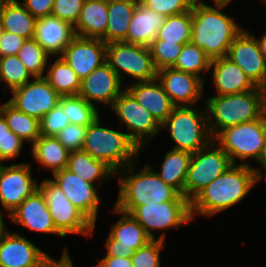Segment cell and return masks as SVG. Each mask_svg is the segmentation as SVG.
<instances>
[{"label": "cell", "mask_w": 266, "mask_h": 267, "mask_svg": "<svg viewBox=\"0 0 266 267\" xmlns=\"http://www.w3.org/2000/svg\"><path fill=\"white\" fill-rule=\"evenodd\" d=\"M117 118V124L127 133L128 137L137 145L141 153L151 143V138L159 136L161 124L135 97L125 89L109 108ZM120 122V123H119Z\"/></svg>", "instance_id": "obj_11"}, {"label": "cell", "mask_w": 266, "mask_h": 267, "mask_svg": "<svg viewBox=\"0 0 266 267\" xmlns=\"http://www.w3.org/2000/svg\"><path fill=\"white\" fill-rule=\"evenodd\" d=\"M258 87L266 88V60L251 30L246 27L231 43L227 55Z\"/></svg>", "instance_id": "obj_17"}, {"label": "cell", "mask_w": 266, "mask_h": 267, "mask_svg": "<svg viewBox=\"0 0 266 267\" xmlns=\"http://www.w3.org/2000/svg\"><path fill=\"white\" fill-rule=\"evenodd\" d=\"M208 127L214 138L226 127L260 119L266 110V90L256 87L231 95H210L205 98Z\"/></svg>", "instance_id": "obj_4"}, {"label": "cell", "mask_w": 266, "mask_h": 267, "mask_svg": "<svg viewBox=\"0 0 266 267\" xmlns=\"http://www.w3.org/2000/svg\"><path fill=\"white\" fill-rule=\"evenodd\" d=\"M85 0H54L51 15L58 19L76 25Z\"/></svg>", "instance_id": "obj_45"}, {"label": "cell", "mask_w": 266, "mask_h": 267, "mask_svg": "<svg viewBox=\"0 0 266 267\" xmlns=\"http://www.w3.org/2000/svg\"><path fill=\"white\" fill-rule=\"evenodd\" d=\"M108 0H85L74 26L77 36L102 39L106 43Z\"/></svg>", "instance_id": "obj_27"}, {"label": "cell", "mask_w": 266, "mask_h": 267, "mask_svg": "<svg viewBox=\"0 0 266 267\" xmlns=\"http://www.w3.org/2000/svg\"><path fill=\"white\" fill-rule=\"evenodd\" d=\"M156 13L173 16L187 12L193 8L195 0H140Z\"/></svg>", "instance_id": "obj_44"}, {"label": "cell", "mask_w": 266, "mask_h": 267, "mask_svg": "<svg viewBox=\"0 0 266 267\" xmlns=\"http://www.w3.org/2000/svg\"><path fill=\"white\" fill-rule=\"evenodd\" d=\"M102 115L87 127L81 150L94 159L105 162L117 173L138 158L141 159V150L123 129L120 130L119 125L113 129L108 124H103Z\"/></svg>", "instance_id": "obj_5"}, {"label": "cell", "mask_w": 266, "mask_h": 267, "mask_svg": "<svg viewBox=\"0 0 266 267\" xmlns=\"http://www.w3.org/2000/svg\"><path fill=\"white\" fill-rule=\"evenodd\" d=\"M7 216L6 214H3V212L0 210V237L4 234V232L8 229L7 227V223L5 222L4 218L5 216ZM4 217V218H3Z\"/></svg>", "instance_id": "obj_53"}, {"label": "cell", "mask_w": 266, "mask_h": 267, "mask_svg": "<svg viewBox=\"0 0 266 267\" xmlns=\"http://www.w3.org/2000/svg\"><path fill=\"white\" fill-rule=\"evenodd\" d=\"M165 19V15L156 13L138 0L124 42L149 47Z\"/></svg>", "instance_id": "obj_26"}, {"label": "cell", "mask_w": 266, "mask_h": 267, "mask_svg": "<svg viewBox=\"0 0 266 267\" xmlns=\"http://www.w3.org/2000/svg\"><path fill=\"white\" fill-rule=\"evenodd\" d=\"M191 158V152L169 148L159 165L160 170L154 169V171L166 184L171 185L184 196V185Z\"/></svg>", "instance_id": "obj_31"}, {"label": "cell", "mask_w": 266, "mask_h": 267, "mask_svg": "<svg viewBox=\"0 0 266 267\" xmlns=\"http://www.w3.org/2000/svg\"><path fill=\"white\" fill-rule=\"evenodd\" d=\"M256 186L254 166L232 164L190 201L192 220L199 216L210 219L236 207Z\"/></svg>", "instance_id": "obj_1"}, {"label": "cell", "mask_w": 266, "mask_h": 267, "mask_svg": "<svg viewBox=\"0 0 266 267\" xmlns=\"http://www.w3.org/2000/svg\"><path fill=\"white\" fill-rule=\"evenodd\" d=\"M261 5L265 8L266 10V0H259Z\"/></svg>", "instance_id": "obj_56"}, {"label": "cell", "mask_w": 266, "mask_h": 267, "mask_svg": "<svg viewBox=\"0 0 266 267\" xmlns=\"http://www.w3.org/2000/svg\"><path fill=\"white\" fill-rule=\"evenodd\" d=\"M129 214L138 221L152 240L167 241L168 230H179L185 224L193 222L190 201H168L155 204L140 205ZM161 232V234H157ZM159 237H157V235Z\"/></svg>", "instance_id": "obj_9"}, {"label": "cell", "mask_w": 266, "mask_h": 267, "mask_svg": "<svg viewBox=\"0 0 266 267\" xmlns=\"http://www.w3.org/2000/svg\"><path fill=\"white\" fill-rule=\"evenodd\" d=\"M138 0H108L106 44L124 42Z\"/></svg>", "instance_id": "obj_33"}, {"label": "cell", "mask_w": 266, "mask_h": 267, "mask_svg": "<svg viewBox=\"0 0 266 267\" xmlns=\"http://www.w3.org/2000/svg\"><path fill=\"white\" fill-rule=\"evenodd\" d=\"M195 1L205 2L204 0H195ZM207 1H209V0H206V2ZM212 1H213V3H229V4H231V2L234 0H210V2H212Z\"/></svg>", "instance_id": "obj_55"}, {"label": "cell", "mask_w": 266, "mask_h": 267, "mask_svg": "<svg viewBox=\"0 0 266 267\" xmlns=\"http://www.w3.org/2000/svg\"><path fill=\"white\" fill-rule=\"evenodd\" d=\"M125 89L119 76L105 62L81 80L78 96L99 109V104L111 107Z\"/></svg>", "instance_id": "obj_18"}, {"label": "cell", "mask_w": 266, "mask_h": 267, "mask_svg": "<svg viewBox=\"0 0 266 267\" xmlns=\"http://www.w3.org/2000/svg\"><path fill=\"white\" fill-rule=\"evenodd\" d=\"M0 114L6 120L9 129L29 144L28 148L41 136L40 121L16 109L8 101L1 103Z\"/></svg>", "instance_id": "obj_34"}, {"label": "cell", "mask_w": 266, "mask_h": 267, "mask_svg": "<svg viewBox=\"0 0 266 267\" xmlns=\"http://www.w3.org/2000/svg\"><path fill=\"white\" fill-rule=\"evenodd\" d=\"M25 40L22 36L2 30L0 34V57L17 55Z\"/></svg>", "instance_id": "obj_47"}, {"label": "cell", "mask_w": 266, "mask_h": 267, "mask_svg": "<svg viewBox=\"0 0 266 267\" xmlns=\"http://www.w3.org/2000/svg\"><path fill=\"white\" fill-rule=\"evenodd\" d=\"M91 267H133L131 258L128 257H100Z\"/></svg>", "instance_id": "obj_50"}, {"label": "cell", "mask_w": 266, "mask_h": 267, "mask_svg": "<svg viewBox=\"0 0 266 267\" xmlns=\"http://www.w3.org/2000/svg\"><path fill=\"white\" fill-rule=\"evenodd\" d=\"M68 116L63 112L58 103L53 109L45 114L40 120V132L44 136H56L69 124Z\"/></svg>", "instance_id": "obj_43"}, {"label": "cell", "mask_w": 266, "mask_h": 267, "mask_svg": "<svg viewBox=\"0 0 266 267\" xmlns=\"http://www.w3.org/2000/svg\"><path fill=\"white\" fill-rule=\"evenodd\" d=\"M203 105L202 109L199 105L174 107L161 124V131H167L173 141L168 148L195 153L213 140L205 103Z\"/></svg>", "instance_id": "obj_6"}, {"label": "cell", "mask_w": 266, "mask_h": 267, "mask_svg": "<svg viewBox=\"0 0 266 267\" xmlns=\"http://www.w3.org/2000/svg\"><path fill=\"white\" fill-rule=\"evenodd\" d=\"M258 167H266V140H265V145H264V149H263V153L261 156V159L257 165Z\"/></svg>", "instance_id": "obj_54"}, {"label": "cell", "mask_w": 266, "mask_h": 267, "mask_svg": "<svg viewBox=\"0 0 266 267\" xmlns=\"http://www.w3.org/2000/svg\"><path fill=\"white\" fill-rule=\"evenodd\" d=\"M153 64L157 71L163 68H172L178 55L183 49V44L166 42L165 40H153L149 46Z\"/></svg>", "instance_id": "obj_41"}, {"label": "cell", "mask_w": 266, "mask_h": 267, "mask_svg": "<svg viewBox=\"0 0 266 267\" xmlns=\"http://www.w3.org/2000/svg\"><path fill=\"white\" fill-rule=\"evenodd\" d=\"M232 164L228 154L214 140L192 153L184 185V197L191 201Z\"/></svg>", "instance_id": "obj_12"}, {"label": "cell", "mask_w": 266, "mask_h": 267, "mask_svg": "<svg viewBox=\"0 0 266 267\" xmlns=\"http://www.w3.org/2000/svg\"><path fill=\"white\" fill-rule=\"evenodd\" d=\"M66 169L100 189L104 183L109 182V179L116 178V172L111 167L103 161L94 159L83 150L69 152Z\"/></svg>", "instance_id": "obj_29"}, {"label": "cell", "mask_w": 266, "mask_h": 267, "mask_svg": "<svg viewBox=\"0 0 266 267\" xmlns=\"http://www.w3.org/2000/svg\"><path fill=\"white\" fill-rule=\"evenodd\" d=\"M69 252V249L65 246L59 258L56 259L49 254L38 267H76Z\"/></svg>", "instance_id": "obj_49"}, {"label": "cell", "mask_w": 266, "mask_h": 267, "mask_svg": "<svg viewBox=\"0 0 266 267\" xmlns=\"http://www.w3.org/2000/svg\"><path fill=\"white\" fill-rule=\"evenodd\" d=\"M36 19L51 15L54 0H19Z\"/></svg>", "instance_id": "obj_48"}, {"label": "cell", "mask_w": 266, "mask_h": 267, "mask_svg": "<svg viewBox=\"0 0 266 267\" xmlns=\"http://www.w3.org/2000/svg\"><path fill=\"white\" fill-rule=\"evenodd\" d=\"M106 46L102 39L76 35L60 56L82 80L106 62Z\"/></svg>", "instance_id": "obj_21"}, {"label": "cell", "mask_w": 266, "mask_h": 267, "mask_svg": "<svg viewBox=\"0 0 266 267\" xmlns=\"http://www.w3.org/2000/svg\"><path fill=\"white\" fill-rule=\"evenodd\" d=\"M44 78L60 96H75L79 93L81 79L61 56L49 58Z\"/></svg>", "instance_id": "obj_32"}, {"label": "cell", "mask_w": 266, "mask_h": 267, "mask_svg": "<svg viewBox=\"0 0 266 267\" xmlns=\"http://www.w3.org/2000/svg\"><path fill=\"white\" fill-rule=\"evenodd\" d=\"M11 224L20 225L29 232L64 238L55 228L44 196L37 190L16 208L7 218ZM11 220V221H10Z\"/></svg>", "instance_id": "obj_22"}, {"label": "cell", "mask_w": 266, "mask_h": 267, "mask_svg": "<svg viewBox=\"0 0 266 267\" xmlns=\"http://www.w3.org/2000/svg\"><path fill=\"white\" fill-rule=\"evenodd\" d=\"M87 127L69 123L56 137L68 150H81L86 136Z\"/></svg>", "instance_id": "obj_46"}, {"label": "cell", "mask_w": 266, "mask_h": 267, "mask_svg": "<svg viewBox=\"0 0 266 267\" xmlns=\"http://www.w3.org/2000/svg\"><path fill=\"white\" fill-rule=\"evenodd\" d=\"M166 241L151 240L145 246L137 249L131 257L133 267H161L162 250L166 249ZM161 254V255H160Z\"/></svg>", "instance_id": "obj_42"}, {"label": "cell", "mask_w": 266, "mask_h": 267, "mask_svg": "<svg viewBox=\"0 0 266 267\" xmlns=\"http://www.w3.org/2000/svg\"><path fill=\"white\" fill-rule=\"evenodd\" d=\"M140 159L116 173L117 198L113 204L119 210L129 213L140 205L168 201H189L174 187L166 184L154 171L157 164L147 163L141 167Z\"/></svg>", "instance_id": "obj_2"}, {"label": "cell", "mask_w": 266, "mask_h": 267, "mask_svg": "<svg viewBox=\"0 0 266 267\" xmlns=\"http://www.w3.org/2000/svg\"><path fill=\"white\" fill-rule=\"evenodd\" d=\"M213 140L228 154L233 164H258L266 140L265 114L258 120L226 127Z\"/></svg>", "instance_id": "obj_7"}, {"label": "cell", "mask_w": 266, "mask_h": 267, "mask_svg": "<svg viewBox=\"0 0 266 267\" xmlns=\"http://www.w3.org/2000/svg\"><path fill=\"white\" fill-rule=\"evenodd\" d=\"M157 79L175 106H194L205 101L206 82L194 74L163 68L157 71Z\"/></svg>", "instance_id": "obj_19"}, {"label": "cell", "mask_w": 266, "mask_h": 267, "mask_svg": "<svg viewBox=\"0 0 266 267\" xmlns=\"http://www.w3.org/2000/svg\"><path fill=\"white\" fill-rule=\"evenodd\" d=\"M211 60L203 49L190 42L183 45V49L172 68L194 74L205 82L206 76L210 72Z\"/></svg>", "instance_id": "obj_35"}, {"label": "cell", "mask_w": 266, "mask_h": 267, "mask_svg": "<svg viewBox=\"0 0 266 267\" xmlns=\"http://www.w3.org/2000/svg\"><path fill=\"white\" fill-rule=\"evenodd\" d=\"M212 4L195 1L192 8L191 43L203 49L211 59H216L227 55L231 43L244 26L233 15L224 12L230 6L229 3Z\"/></svg>", "instance_id": "obj_3"}, {"label": "cell", "mask_w": 266, "mask_h": 267, "mask_svg": "<svg viewBox=\"0 0 266 267\" xmlns=\"http://www.w3.org/2000/svg\"><path fill=\"white\" fill-rule=\"evenodd\" d=\"M126 89L160 124L167 119L175 107L157 78L129 84Z\"/></svg>", "instance_id": "obj_25"}, {"label": "cell", "mask_w": 266, "mask_h": 267, "mask_svg": "<svg viewBox=\"0 0 266 267\" xmlns=\"http://www.w3.org/2000/svg\"><path fill=\"white\" fill-rule=\"evenodd\" d=\"M59 104L71 124L88 127L102 114V110L78 95L60 96Z\"/></svg>", "instance_id": "obj_38"}, {"label": "cell", "mask_w": 266, "mask_h": 267, "mask_svg": "<svg viewBox=\"0 0 266 267\" xmlns=\"http://www.w3.org/2000/svg\"><path fill=\"white\" fill-rule=\"evenodd\" d=\"M49 255L19 231L0 237V267H38Z\"/></svg>", "instance_id": "obj_20"}, {"label": "cell", "mask_w": 266, "mask_h": 267, "mask_svg": "<svg viewBox=\"0 0 266 267\" xmlns=\"http://www.w3.org/2000/svg\"><path fill=\"white\" fill-rule=\"evenodd\" d=\"M254 169L256 170L257 185H258V183H261L262 179L265 181L264 184H266V167H256L255 166Z\"/></svg>", "instance_id": "obj_52"}, {"label": "cell", "mask_w": 266, "mask_h": 267, "mask_svg": "<svg viewBox=\"0 0 266 267\" xmlns=\"http://www.w3.org/2000/svg\"><path fill=\"white\" fill-rule=\"evenodd\" d=\"M10 94L11 97L7 101L11 105L39 121L59 103L60 99V95L44 77H35Z\"/></svg>", "instance_id": "obj_16"}, {"label": "cell", "mask_w": 266, "mask_h": 267, "mask_svg": "<svg viewBox=\"0 0 266 267\" xmlns=\"http://www.w3.org/2000/svg\"><path fill=\"white\" fill-rule=\"evenodd\" d=\"M52 176L49 178L59 186L69 201L96 224L102 204L100 189L66 168L56 171Z\"/></svg>", "instance_id": "obj_15"}, {"label": "cell", "mask_w": 266, "mask_h": 267, "mask_svg": "<svg viewBox=\"0 0 266 267\" xmlns=\"http://www.w3.org/2000/svg\"><path fill=\"white\" fill-rule=\"evenodd\" d=\"M263 33V34H262ZM258 37L253 34L259 44L260 51L266 60V29Z\"/></svg>", "instance_id": "obj_51"}, {"label": "cell", "mask_w": 266, "mask_h": 267, "mask_svg": "<svg viewBox=\"0 0 266 267\" xmlns=\"http://www.w3.org/2000/svg\"><path fill=\"white\" fill-rule=\"evenodd\" d=\"M30 155L34 163L41 170H49L51 175L56 171L66 168L69 152L56 136L41 135L30 147ZM42 168H41V167Z\"/></svg>", "instance_id": "obj_28"}, {"label": "cell", "mask_w": 266, "mask_h": 267, "mask_svg": "<svg viewBox=\"0 0 266 267\" xmlns=\"http://www.w3.org/2000/svg\"><path fill=\"white\" fill-rule=\"evenodd\" d=\"M106 62L125 87L135 82L157 78V70L153 64L150 48L147 46L125 42L107 43Z\"/></svg>", "instance_id": "obj_10"}, {"label": "cell", "mask_w": 266, "mask_h": 267, "mask_svg": "<svg viewBox=\"0 0 266 267\" xmlns=\"http://www.w3.org/2000/svg\"><path fill=\"white\" fill-rule=\"evenodd\" d=\"M4 1L5 0H0V14H1V9H2V6H3Z\"/></svg>", "instance_id": "obj_57"}, {"label": "cell", "mask_w": 266, "mask_h": 267, "mask_svg": "<svg viewBox=\"0 0 266 267\" xmlns=\"http://www.w3.org/2000/svg\"><path fill=\"white\" fill-rule=\"evenodd\" d=\"M75 36L71 24L53 15L36 21L34 39L50 56H60Z\"/></svg>", "instance_id": "obj_24"}, {"label": "cell", "mask_w": 266, "mask_h": 267, "mask_svg": "<svg viewBox=\"0 0 266 267\" xmlns=\"http://www.w3.org/2000/svg\"><path fill=\"white\" fill-rule=\"evenodd\" d=\"M37 19L19 0H5L0 14L2 30L31 39L35 36Z\"/></svg>", "instance_id": "obj_30"}, {"label": "cell", "mask_w": 266, "mask_h": 267, "mask_svg": "<svg viewBox=\"0 0 266 267\" xmlns=\"http://www.w3.org/2000/svg\"><path fill=\"white\" fill-rule=\"evenodd\" d=\"M110 209L113 215H119L120 218L111 224L104 243L103 256L131 258L137 249L145 246L152 239L129 213L119 210L114 205Z\"/></svg>", "instance_id": "obj_14"}, {"label": "cell", "mask_w": 266, "mask_h": 267, "mask_svg": "<svg viewBox=\"0 0 266 267\" xmlns=\"http://www.w3.org/2000/svg\"><path fill=\"white\" fill-rule=\"evenodd\" d=\"M34 78L17 55L0 57V89L2 92L7 94L8 91L11 92Z\"/></svg>", "instance_id": "obj_36"}, {"label": "cell", "mask_w": 266, "mask_h": 267, "mask_svg": "<svg viewBox=\"0 0 266 267\" xmlns=\"http://www.w3.org/2000/svg\"><path fill=\"white\" fill-rule=\"evenodd\" d=\"M31 162L4 164L0 172V210L7 217L38 190Z\"/></svg>", "instance_id": "obj_13"}, {"label": "cell", "mask_w": 266, "mask_h": 267, "mask_svg": "<svg viewBox=\"0 0 266 267\" xmlns=\"http://www.w3.org/2000/svg\"><path fill=\"white\" fill-rule=\"evenodd\" d=\"M191 30L192 9L178 15L167 16L154 40H165L184 45L191 42Z\"/></svg>", "instance_id": "obj_37"}, {"label": "cell", "mask_w": 266, "mask_h": 267, "mask_svg": "<svg viewBox=\"0 0 266 267\" xmlns=\"http://www.w3.org/2000/svg\"><path fill=\"white\" fill-rule=\"evenodd\" d=\"M25 145L27 144L9 129L6 120L0 114V161L8 164L22 157L20 155Z\"/></svg>", "instance_id": "obj_40"}, {"label": "cell", "mask_w": 266, "mask_h": 267, "mask_svg": "<svg viewBox=\"0 0 266 267\" xmlns=\"http://www.w3.org/2000/svg\"><path fill=\"white\" fill-rule=\"evenodd\" d=\"M38 190L44 196L56 230L65 238L81 235L90 239L96 234L97 223L93 224L65 193L49 177L39 182Z\"/></svg>", "instance_id": "obj_8"}, {"label": "cell", "mask_w": 266, "mask_h": 267, "mask_svg": "<svg viewBox=\"0 0 266 267\" xmlns=\"http://www.w3.org/2000/svg\"><path fill=\"white\" fill-rule=\"evenodd\" d=\"M209 76L214 95L238 94L257 87L242 69L226 56L211 60Z\"/></svg>", "instance_id": "obj_23"}, {"label": "cell", "mask_w": 266, "mask_h": 267, "mask_svg": "<svg viewBox=\"0 0 266 267\" xmlns=\"http://www.w3.org/2000/svg\"><path fill=\"white\" fill-rule=\"evenodd\" d=\"M17 56L34 77L45 76L51 56L34 38L25 40Z\"/></svg>", "instance_id": "obj_39"}, {"label": "cell", "mask_w": 266, "mask_h": 267, "mask_svg": "<svg viewBox=\"0 0 266 267\" xmlns=\"http://www.w3.org/2000/svg\"><path fill=\"white\" fill-rule=\"evenodd\" d=\"M4 164H5L4 162L0 161V172H1V169L3 168Z\"/></svg>", "instance_id": "obj_58"}]
</instances>
